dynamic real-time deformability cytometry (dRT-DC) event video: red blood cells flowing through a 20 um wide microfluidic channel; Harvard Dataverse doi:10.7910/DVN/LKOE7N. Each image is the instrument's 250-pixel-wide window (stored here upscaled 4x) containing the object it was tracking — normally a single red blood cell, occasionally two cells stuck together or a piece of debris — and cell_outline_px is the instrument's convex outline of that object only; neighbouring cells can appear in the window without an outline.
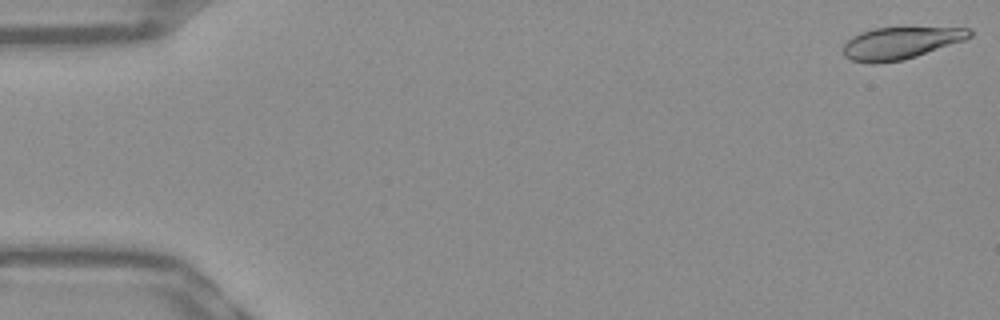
{"species": "Egyptian fruit bat (a non-hibernating species)", "species_latin": "Rousettus aegyptiacus", "temperature_condition": "warm", "stored_images_in_passage": 52, "camera_frame_rate_fps": 3000, "um_per_image_px": 0.085, "frame": {"image": 1, "passage_image": 1, "time_ms": 0.0, "image_size_px": [1000, 320], "cell_outline_px": [[972, 36], [964, 40], [904, 60], [876, 64], [868, 64], [852, 60], [844, 56], [844, 44], [852, 36], [860, 32], [872, 28], [972, 28]], "centroid_in_image_um": [76.51, 3.67], "position_along_channel_um": 8.5, "area_um2": 23.52}}
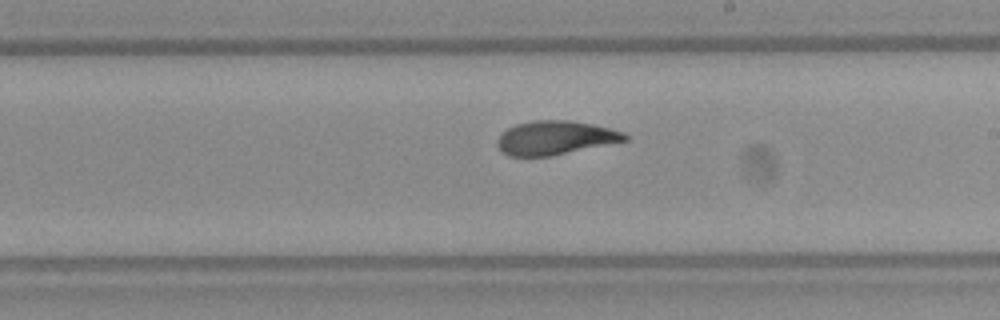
{"frame": {"image": 2, "passage_image": 30, "time_ms": 9.667, "image_size_px": [1000, 320], "cell_outline_px": [[628, 140], [552, 156], [508, 156], [496, 144], [496, 140], [508, 128], [516, 124], [536, 120], [572, 120], [592, 124], [624, 132], [628, 136]], "centroid_in_image_um": [47.21, 11.71], "position_along_channel_um": 241.8, "area_um2": 25.03}}
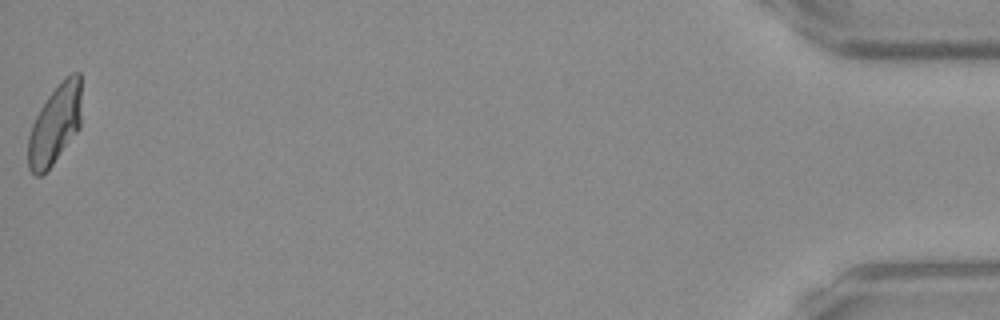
{"frame": {"image": 3, "passage_image": 52, "time_ms": 17.0, "image_size_px": [1000, 320], "cell_outline_px": [[80, 128], [52, 164], [40, 176], [36, 176], [28, 168], [28, 136], [32, 124], [40, 108], [48, 96], [60, 80], [64, 76], [72, 72], [80, 72]], "centroid_in_image_um": [4.67, 10.55], "position_along_channel_um": 430.5, "area_um2": 24.62}, "authors_computed_cell_mechanics": {"area_um2": 25.143, "velocity_mm_per_s": 3.8982, "shape_relaxation_time_tau1_ms": 5.9306, "shape_relaxation_time_tau2_ms": 1.5278, "deformation_change_tau1": 0.1847, "deformation_change_tau2": 0.0733}}